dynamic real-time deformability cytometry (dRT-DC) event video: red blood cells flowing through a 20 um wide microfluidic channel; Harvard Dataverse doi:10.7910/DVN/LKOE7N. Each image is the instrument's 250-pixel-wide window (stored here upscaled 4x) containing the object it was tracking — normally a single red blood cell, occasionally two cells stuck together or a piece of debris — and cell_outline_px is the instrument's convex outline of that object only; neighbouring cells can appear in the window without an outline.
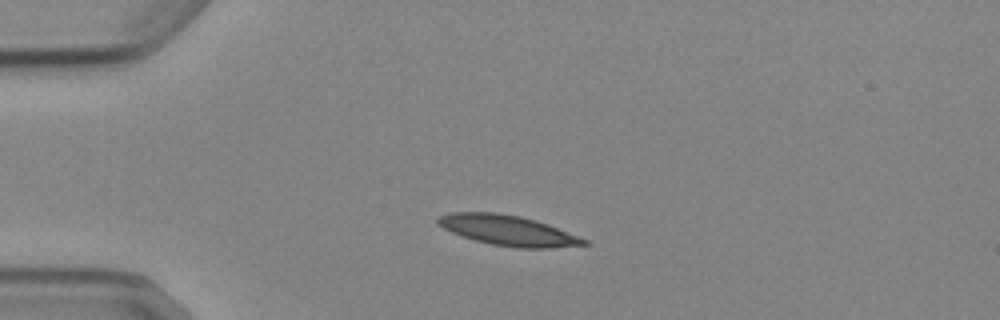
{"species": "Egyptian fruit bat (a non-hibernating species)", "species_latin": "Rousettus aegyptiacus", "temperature_condition": "cold", "stored_images_in_passage": 5, "camera_frame_rate_fps": 3000, "um_per_image_px": 0.085, "animal": {"sex": "female"}, "frame": {"image": 1, "passage_image": 2, "time_ms": 2.0, "image_size_px": [1000, 320], "cell_outline_px": [[588, 244], [552, 248], [516, 248], [492, 244], [476, 240], [452, 232], [444, 228], [436, 220], [440, 216], [452, 212], [496, 212], [520, 216], [536, 220], [548, 224], [588, 240]], "centroid_in_image_um": [43.21, 19.58], "position_along_channel_um": 41.8, "area_um2": 25.43}}
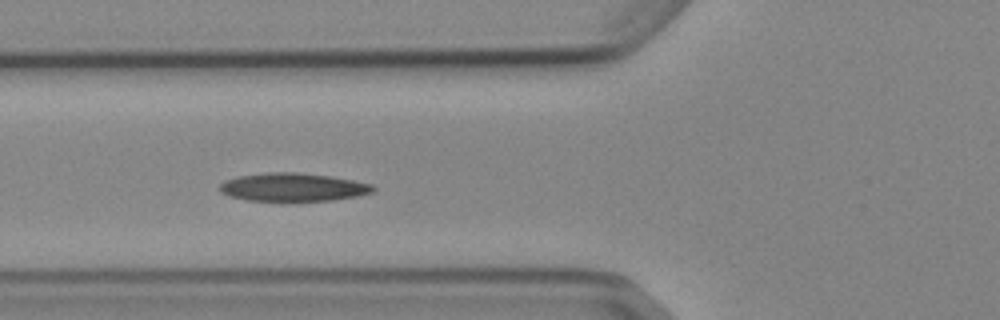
{"frame": {"image": 2, "passage_image": 4, "time_ms": 4.333, "image_size_px": [1000, 320], "cell_outline_px": [[376, 188], [372, 192], [360, 196], [332, 200], [248, 200], [228, 196], [220, 192], [220, 184], [224, 180], [236, 176], [268, 172], [296, 172], [332, 176], [372, 184]], "centroid_in_image_um": [24.9, 15.89], "position_along_channel_um": 100.9, "area_um2": 25.2}}
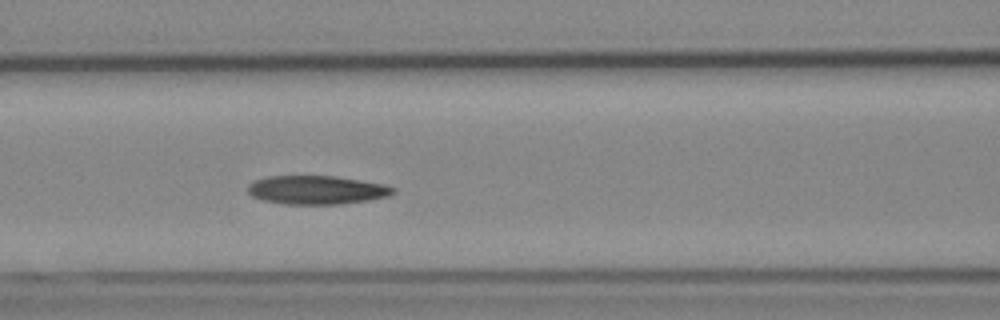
{"frame": {"image": 3, "passage_image": 5, "time_ms": 5.333, "image_size_px": [1000, 320], "cell_outline_px": [[396, 192], [388, 196], [368, 200], [344, 204], [284, 204], [260, 200], [252, 196], [248, 192], [248, 184], [256, 180], [268, 176], [336, 176], [384, 184], [396, 188]], "centroid_in_image_um": [26.92, 16.15], "position_along_channel_um": 139.7, "area_um2": 24.39}}